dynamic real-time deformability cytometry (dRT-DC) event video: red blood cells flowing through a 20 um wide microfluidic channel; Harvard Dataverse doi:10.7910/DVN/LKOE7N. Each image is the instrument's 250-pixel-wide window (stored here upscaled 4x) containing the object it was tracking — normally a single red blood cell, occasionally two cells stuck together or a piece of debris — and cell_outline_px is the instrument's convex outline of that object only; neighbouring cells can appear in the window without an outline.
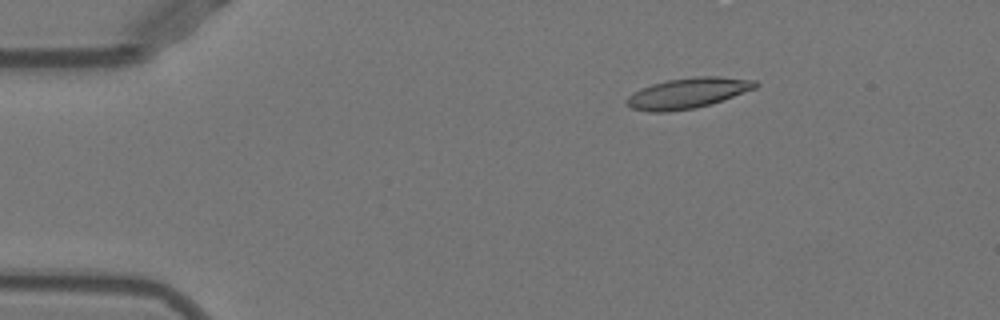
{"species": "Egyptian fruit bat (a non-hibernating species)", "species_latin": "Rousettus aegyptiacus", "temperature_condition": "warm", "stored_images_in_passage": 48, "camera_frame_rate_fps": 3000, "um_per_image_px": 0.085, "animal": {"sex": "female"}, "frame": {"image": 1, "passage_image": 5, "time_ms": 1.333, "image_size_px": [1000, 320], "cell_outline_px": [[760, 84], [756, 88], [708, 104], [692, 108], [668, 112], [648, 112], [632, 108], [624, 104], [624, 100], [628, 96], [652, 84], [668, 80], [696, 76], [720, 76], [756, 80]], "centroid_in_image_um": [58.45, 7.91], "position_along_channel_um": 26.6, "area_um2": 22.6}}
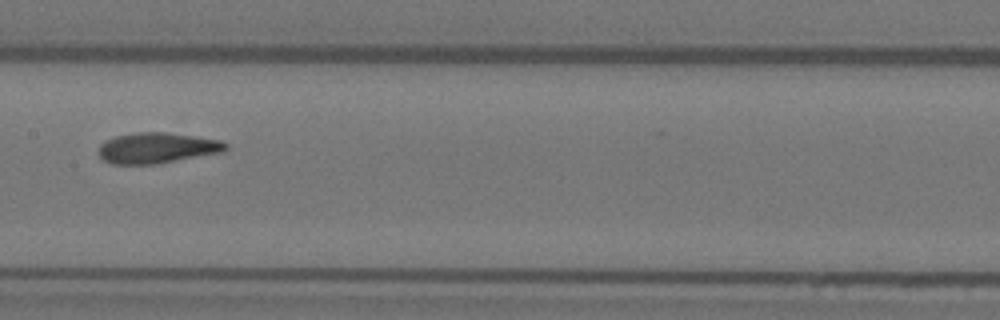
{"frame": {"image": 2, "passage_image": 23, "time_ms": 7.333, "image_size_px": [1000, 320], "cell_outline_px": [[228, 148], [224, 152], [156, 164], [112, 164], [104, 160], [100, 156], [100, 144], [104, 140], [116, 136], [136, 132], [164, 132], [196, 136], [220, 140], [228, 144]], "centroid_in_image_um": [13.38, 12.57], "position_along_channel_um": 194.0, "area_um2": 22.77}}
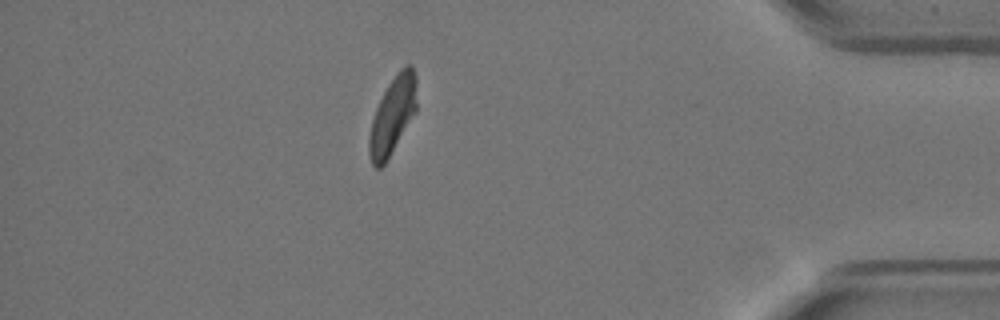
{"frame": {"image": 3, "passage_image": 42, "time_ms": 13.667, "image_size_px": [1000, 320], "cell_outline_px": [[416, 112], [384, 164], [380, 168], [376, 168], [372, 164], [368, 152], [368, 136], [372, 120], [376, 108], [388, 84], [396, 72], [404, 64], [412, 64], [416, 76]], "centroid_in_image_um": [33.37, 9.78], "position_along_channel_um": 401.8, "area_um2": 21.44}, "authors_computed_cell_mechanics": {"area_um2": 22.3397, "velocity_mm_per_s": 3.918, "shape_relaxation_time_tau1_ms": null, "shape_relaxation_time_tau2_ms": 1.8238, "deformation_change_tau1": null, "deformation_change_tau2": 0.0823}}